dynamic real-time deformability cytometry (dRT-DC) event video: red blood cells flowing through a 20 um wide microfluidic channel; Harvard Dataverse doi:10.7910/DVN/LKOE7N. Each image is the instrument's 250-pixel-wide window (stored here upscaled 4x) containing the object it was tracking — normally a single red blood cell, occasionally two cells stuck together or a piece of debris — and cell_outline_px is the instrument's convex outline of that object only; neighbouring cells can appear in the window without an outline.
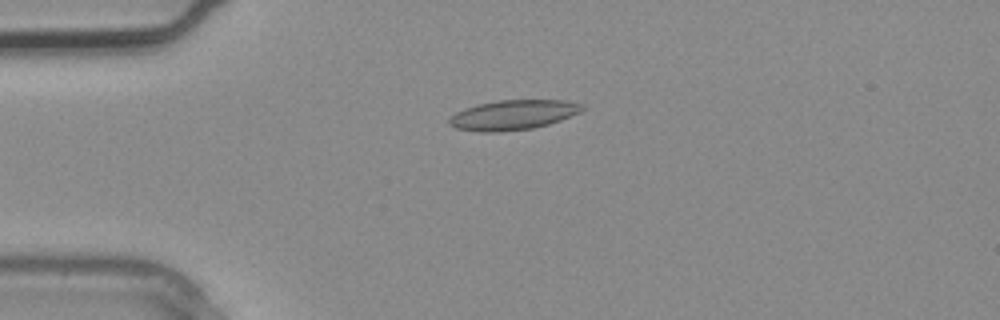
{"species": "common noctule bat (a hibernating species)", "species_latin": "Nyctalus noctula", "temperature_condition": "warm", "stored_images_in_passage": 3, "camera_frame_rate_fps": 3000, "um_per_image_px": 0.085, "animal": {"sex": "male", "body_mass_g": 20.4}, "frame": {"image": 1, "passage_image": 3, "time_ms": 0.667, "image_size_px": [1000, 320], "cell_outline_px": [[588, 108], [580, 112], [560, 120], [548, 124], [532, 128], [500, 132], [480, 132], [456, 128], [448, 124], [448, 120], [456, 112], [464, 108], [476, 104], [500, 100], [560, 100], [584, 104]], "centroid_in_image_um": [43.61, 9.76], "position_along_channel_um": 41.4, "area_um2": 23.18}}